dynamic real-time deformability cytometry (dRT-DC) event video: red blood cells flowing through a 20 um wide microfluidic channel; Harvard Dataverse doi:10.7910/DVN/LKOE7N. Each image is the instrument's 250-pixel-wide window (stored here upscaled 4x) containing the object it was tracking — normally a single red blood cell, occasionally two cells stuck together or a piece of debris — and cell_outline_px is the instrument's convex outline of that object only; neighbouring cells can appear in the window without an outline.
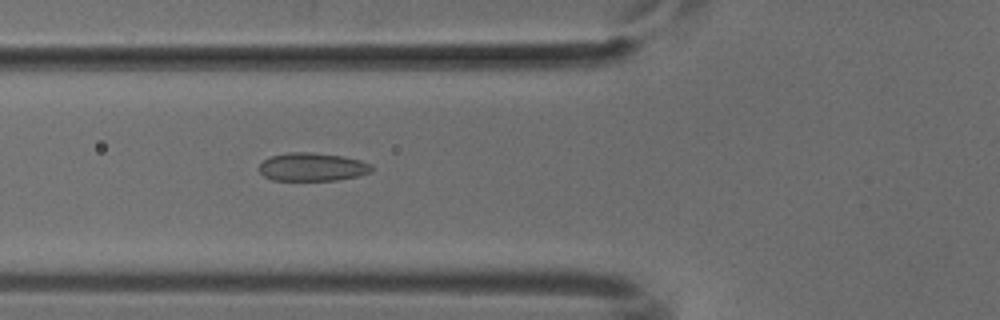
{"species": "common noctule bat (a hibernating species)", "species_latin": "Nyctalus noctula", "temperature_condition": "cold", "stored_images_in_passage": 52, "camera_frame_rate_fps": 3000, "um_per_image_px": 0.085, "animal": {"sex": "male", "body_mass_g": 18.8}, "frame": {"image": 1, "passage_image": 19, "time_ms": 6.0, "image_size_px": [1000, 320], "cell_outline_px": [[372, 172], [360, 176], [336, 180], [272, 180], [264, 176], [260, 172], [260, 164], [264, 160], [272, 156], [288, 152], [308, 152], [344, 156], [360, 160], [372, 164]], "centroid_in_image_um": [26.59, 14.19], "position_along_channel_um": 99.2, "area_um2": 18.55}}
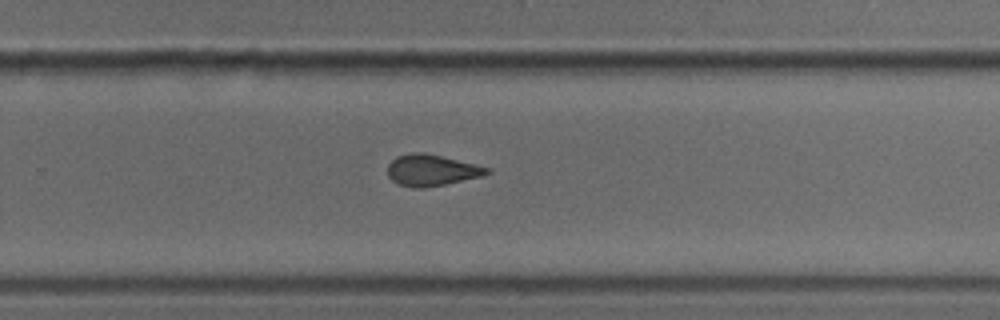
{"frame": {"image": 2, "passage_image": 34, "time_ms": 11.0, "image_size_px": [1000, 320], "cell_outline_px": [[492, 172], [484, 176], [424, 188], [412, 188], [400, 184], [392, 180], [388, 176], [388, 164], [396, 156], [412, 152], [424, 152], [476, 164], [492, 168]], "centroid_in_image_um": [36.71, 14.46], "position_along_channel_um": 293.1, "area_um2": 18.26}}
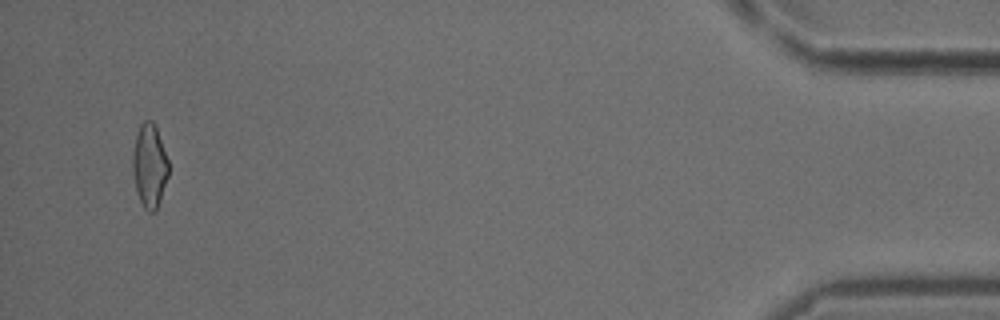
{"frame": {"image": 3, "passage_image": 50, "time_ms": 16.333, "image_size_px": [1000, 320], "cell_outline_px": [[168, 176], [156, 212], [148, 212], [144, 208], [136, 192], [132, 168], [132, 156], [136, 136], [140, 124], [144, 120], [152, 120], [156, 128], [168, 160]], "centroid_in_image_um": [12.7, 14.11], "position_along_channel_um": 422.5, "area_um2": 17.4}}